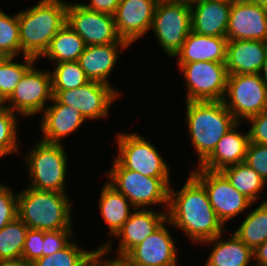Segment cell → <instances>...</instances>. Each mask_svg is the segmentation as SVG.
<instances>
[{"label": "cell", "mask_w": 267, "mask_h": 266, "mask_svg": "<svg viewBox=\"0 0 267 266\" xmlns=\"http://www.w3.org/2000/svg\"><path fill=\"white\" fill-rule=\"evenodd\" d=\"M32 149L26 157L27 170L31 179L30 188L66 193L68 157L63 145L40 140Z\"/></svg>", "instance_id": "cell-6"}, {"label": "cell", "mask_w": 267, "mask_h": 266, "mask_svg": "<svg viewBox=\"0 0 267 266\" xmlns=\"http://www.w3.org/2000/svg\"><path fill=\"white\" fill-rule=\"evenodd\" d=\"M88 266H99V265L94 260H92Z\"/></svg>", "instance_id": "cell-49"}, {"label": "cell", "mask_w": 267, "mask_h": 266, "mask_svg": "<svg viewBox=\"0 0 267 266\" xmlns=\"http://www.w3.org/2000/svg\"><path fill=\"white\" fill-rule=\"evenodd\" d=\"M68 3L63 0H40L35 6L18 13L20 48L24 56L39 59L52 38L66 24Z\"/></svg>", "instance_id": "cell-2"}, {"label": "cell", "mask_w": 267, "mask_h": 266, "mask_svg": "<svg viewBox=\"0 0 267 266\" xmlns=\"http://www.w3.org/2000/svg\"><path fill=\"white\" fill-rule=\"evenodd\" d=\"M255 264L254 266H267V240L254 251Z\"/></svg>", "instance_id": "cell-43"}, {"label": "cell", "mask_w": 267, "mask_h": 266, "mask_svg": "<svg viewBox=\"0 0 267 266\" xmlns=\"http://www.w3.org/2000/svg\"><path fill=\"white\" fill-rule=\"evenodd\" d=\"M94 251H84L74 242L65 248L48 256H43L33 262L32 266H88L94 259Z\"/></svg>", "instance_id": "cell-31"}, {"label": "cell", "mask_w": 267, "mask_h": 266, "mask_svg": "<svg viewBox=\"0 0 267 266\" xmlns=\"http://www.w3.org/2000/svg\"><path fill=\"white\" fill-rule=\"evenodd\" d=\"M186 120L200 164L214 151L222 137L238 123L223 101L186 102Z\"/></svg>", "instance_id": "cell-3"}, {"label": "cell", "mask_w": 267, "mask_h": 266, "mask_svg": "<svg viewBox=\"0 0 267 266\" xmlns=\"http://www.w3.org/2000/svg\"><path fill=\"white\" fill-rule=\"evenodd\" d=\"M223 103L238 122L267 109V85L260 74L228 75Z\"/></svg>", "instance_id": "cell-7"}, {"label": "cell", "mask_w": 267, "mask_h": 266, "mask_svg": "<svg viewBox=\"0 0 267 266\" xmlns=\"http://www.w3.org/2000/svg\"><path fill=\"white\" fill-rule=\"evenodd\" d=\"M127 42H115L105 45H88L80 55L78 62L90 81L109 84L108 77L119 58L118 48H128Z\"/></svg>", "instance_id": "cell-23"}, {"label": "cell", "mask_w": 267, "mask_h": 266, "mask_svg": "<svg viewBox=\"0 0 267 266\" xmlns=\"http://www.w3.org/2000/svg\"><path fill=\"white\" fill-rule=\"evenodd\" d=\"M151 30L166 54L174 57L191 32V6L172 0H159Z\"/></svg>", "instance_id": "cell-8"}, {"label": "cell", "mask_w": 267, "mask_h": 266, "mask_svg": "<svg viewBox=\"0 0 267 266\" xmlns=\"http://www.w3.org/2000/svg\"><path fill=\"white\" fill-rule=\"evenodd\" d=\"M263 72V75H262ZM260 76L262 77V80L264 81V83L267 85V54L263 63V67L261 69V73Z\"/></svg>", "instance_id": "cell-45"}, {"label": "cell", "mask_w": 267, "mask_h": 266, "mask_svg": "<svg viewBox=\"0 0 267 266\" xmlns=\"http://www.w3.org/2000/svg\"><path fill=\"white\" fill-rule=\"evenodd\" d=\"M85 47L83 39L66 23L52 38L49 48L42 57L56 63L78 61Z\"/></svg>", "instance_id": "cell-27"}, {"label": "cell", "mask_w": 267, "mask_h": 266, "mask_svg": "<svg viewBox=\"0 0 267 266\" xmlns=\"http://www.w3.org/2000/svg\"><path fill=\"white\" fill-rule=\"evenodd\" d=\"M233 0H202L191 6V31L226 37ZM195 5V6H194Z\"/></svg>", "instance_id": "cell-19"}, {"label": "cell", "mask_w": 267, "mask_h": 266, "mask_svg": "<svg viewBox=\"0 0 267 266\" xmlns=\"http://www.w3.org/2000/svg\"><path fill=\"white\" fill-rule=\"evenodd\" d=\"M14 113L9 108L0 111V158L18 152V119Z\"/></svg>", "instance_id": "cell-35"}, {"label": "cell", "mask_w": 267, "mask_h": 266, "mask_svg": "<svg viewBox=\"0 0 267 266\" xmlns=\"http://www.w3.org/2000/svg\"><path fill=\"white\" fill-rule=\"evenodd\" d=\"M174 242L163 223L125 257L138 266H178Z\"/></svg>", "instance_id": "cell-17"}, {"label": "cell", "mask_w": 267, "mask_h": 266, "mask_svg": "<svg viewBox=\"0 0 267 266\" xmlns=\"http://www.w3.org/2000/svg\"><path fill=\"white\" fill-rule=\"evenodd\" d=\"M53 99L52 78L48 71H41L34 64L25 72L11 96L7 108L19 115L33 116L46 108L47 100Z\"/></svg>", "instance_id": "cell-11"}, {"label": "cell", "mask_w": 267, "mask_h": 266, "mask_svg": "<svg viewBox=\"0 0 267 266\" xmlns=\"http://www.w3.org/2000/svg\"><path fill=\"white\" fill-rule=\"evenodd\" d=\"M111 241L105 243L104 245L100 246L94 255V261L99 266H138L133 264L127 257L125 256H118L116 259H103L101 257H105L111 251Z\"/></svg>", "instance_id": "cell-41"}, {"label": "cell", "mask_w": 267, "mask_h": 266, "mask_svg": "<svg viewBox=\"0 0 267 266\" xmlns=\"http://www.w3.org/2000/svg\"><path fill=\"white\" fill-rule=\"evenodd\" d=\"M172 1L180 2L182 4H186V5L192 6L193 4L198 3V2H200L202 0H172Z\"/></svg>", "instance_id": "cell-46"}, {"label": "cell", "mask_w": 267, "mask_h": 266, "mask_svg": "<svg viewBox=\"0 0 267 266\" xmlns=\"http://www.w3.org/2000/svg\"><path fill=\"white\" fill-rule=\"evenodd\" d=\"M238 122L217 143L214 151L201 163L199 168L209 171H221L225 167L245 161L249 144V133H239Z\"/></svg>", "instance_id": "cell-24"}, {"label": "cell", "mask_w": 267, "mask_h": 266, "mask_svg": "<svg viewBox=\"0 0 267 266\" xmlns=\"http://www.w3.org/2000/svg\"><path fill=\"white\" fill-rule=\"evenodd\" d=\"M163 223L167 224V213H157L150 209H133L129 219L118 231V256H126L135 246L154 233Z\"/></svg>", "instance_id": "cell-18"}, {"label": "cell", "mask_w": 267, "mask_h": 266, "mask_svg": "<svg viewBox=\"0 0 267 266\" xmlns=\"http://www.w3.org/2000/svg\"><path fill=\"white\" fill-rule=\"evenodd\" d=\"M167 225L180 228L192 242L223 234V223L212 208L204 186L190 173L178 192L169 187Z\"/></svg>", "instance_id": "cell-1"}, {"label": "cell", "mask_w": 267, "mask_h": 266, "mask_svg": "<svg viewBox=\"0 0 267 266\" xmlns=\"http://www.w3.org/2000/svg\"><path fill=\"white\" fill-rule=\"evenodd\" d=\"M234 235L253 251L267 240V200L247 214Z\"/></svg>", "instance_id": "cell-29"}, {"label": "cell", "mask_w": 267, "mask_h": 266, "mask_svg": "<svg viewBox=\"0 0 267 266\" xmlns=\"http://www.w3.org/2000/svg\"><path fill=\"white\" fill-rule=\"evenodd\" d=\"M0 266H32L23 259L0 261Z\"/></svg>", "instance_id": "cell-44"}, {"label": "cell", "mask_w": 267, "mask_h": 266, "mask_svg": "<svg viewBox=\"0 0 267 266\" xmlns=\"http://www.w3.org/2000/svg\"><path fill=\"white\" fill-rule=\"evenodd\" d=\"M18 217L17 194L0 184V230Z\"/></svg>", "instance_id": "cell-36"}, {"label": "cell", "mask_w": 267, "mask_h": 266, "mask_svg": "<svg viewBox=\"0 0 267 266\" xmlns=\"http://www.w3.org/2000/svg\"><path fill=\"white\" fill-rule=\"evenodd\" d=\"M51 101L54 103L42 111V141L61 144V139L76 131L85 118L74 107L61 104L54 97Z\"/></svg>", "instance_id": "cell-21"}, {"label": "cell", "mask_w": 267, "mask_h": 266, "mask_svg": "<svg viewBox=\"0 0 267 266\" xmlns=\"http://www.w3.org/2000/svg\"><path fill=\"white\" fill-rule=\"evenodd\" d=\"M221 236L202 242L208 245L214 243L204 266H249L254 258L253 250L234 234L226 240H220Z\"/></svg>", "instance_id": "cell-25"}, {"label": "cell", "mask_w": 267, "mask_h": 266, "mask_svg": "<svg viewBox=\"0 0 267 266\" xmlns=\"http://www.w3.org/2000/svg\"><path fill=\"white\" fill-rule=\"evenodd\" d=\"M191 174L204 186L209 202L223 225L253 204L249 198L237 191L220 171L198 168L192 170Z\"/></svg>", "instance_id": "cell-12"}, {"label": "cell", "mask_w": 267, "mask_h": 266, "mask_svg": "<svg viewBox=\"0 0 267 266\" xmlns=\"http://www.w3.org/2000/svg\"><path fill=\"white\" fill-rule=\"evenodd\" d=\"M28 229L17 217L0 230V261L22 259Z\"/></svg>", "instance_id": "cell-30"}, {"label": "cell", "mask_w": 267, "mask_h": 266, "mask_svg": "<svg viewBox=\"0 0 267 266\" xmlns=\"http://www.w3.org/2000/svg\"><path fill=\"white\" fill-rule=\"evenodd\" d=\"M227 42L226 37L206 36L191 31L174 58H179L178 65L198 61L225 63Z\"/></svg>", "instance_id": "cell-22"}, {"label": "cell", "mask_w": 267, "mask_h": 266, "mask_svg": "<svg viewBox=\"0 0 267 266\" xmlns=\"http://www.w3.org/2000/svg\"><path fill=\"white\" fill-rule=\"evenodd\" d=\"M20 52L18 14L9 16L0 9V55L14 58Z\"/></svg>", "instance_id": "cell-34"}, {"label": "cell", "mask_w": 267, "mask_h": 266, "mask_svg": "<svg viewBox=\"0 0 267 266\" xmlns=\"http://www.w3.org/2000/svg\"><path fill=\"white\" fill-rule=\"evenodd\" d=\"M119 3L120 0H91V3L81 5L92 11L114 15Z\"/></svg>", "instance_id": "cell-42"}, {"label": "cell", "mask_w": 267, "mask_h": 266, "mask_svg": "<svg viewBox=\"0 0 267 266\" xmlns=\"http://www.w3.org/2000/svg\"><path fill=\"white\" fill-rule=\"evenodd\" d=\"M178 67L184 73L186 102L223 100L228 78L225 63L198 61Z\"/></svg>", "instance_id": "cell-9"}, {"label": "cell", "mask_w": 267, "mask_h": 266, "mask_svg": "<svg viewBox=\"0 0 267 266\" xmlns=\"http://www.w3.org/2000/svg\"><path fill=\"white\" fill-rule=\"evenodd\" d=\"M135 209L130 201L108 182L105 183L99 199V209L105 223L109 227V232L115 236L129 219Z\"/></svg>", "instance_id": "cell-26"}, {"label": "cell", "mask_w": 267, "mask_h": 266, "mask_svg": "<svg viewBox=\"0 0 267 266\" xmlns=\"http://www.w3.org/2000/svg\"><path fill=\"white\" fill-rule=\"evenodd\" d=\"M267 54V42L233 40L227 42L226 69L232 74H260Z\"/></svg>", "instance_id": "cell-20"}, {"label": "cell", "mask_w": 267, "mask_h": 266, "mask_svg": "<svg viewBox=\"0 0 267 266\" xmlns=\"http://www.w3.org/2000/svg\"><path fill=\"white\" fill-rule=\"evenodd\" d=\"M18 218L41 231L72 230L71 203L67 193L27 187L17 193Z\"/></svg>", "instance_id": "cell-4"}, {"label": "cell", "mask_w": 267, "mask_h": 266, "mask_svg": "<svg viewBox=\"0 0 267 266\" xmlns=\"http://www.w3.org/2000/svg\"><path fill=\"white\" fill-rule=\"evenodd\" d=\"M159 0H120L113 15L119 37L129 45L152 27Z\"/></svg>", "instance_id": "cell-16"}, {"label": "cell", "mask_w": 267, "mask_h": 266, "mask_svg": "<svg viewBox=\"0 0 267 266\" xmlns=\"http://www.w3.org/2000/svg\"><path fill=\"white\" fill-rule=\"evenodd\" d=\"M111 170L107 173L108 182L123 194L135 209H149L154 204H165L168 209L169 178H155L144 176L139 172L125 169L116 159Z\"/></svg>", "instance_id": "cell-5"}, {"label": "cell", "mask_w": 267, "mask_h": 266, "mask_svg": "<svg viewBox=\"0 0 267 266\" xmlns=\"http://www.w3.org/2000/svg\"><path fill=\"white\" fill-rule=\"evenodd\" d=\"M6 99L1 95L0 93V111L5 110L7 108V105H5Z\"/></svg>", "instance_id": "cell-47"}, {"label": "cell", "mask_w": 267, "mask_h": 266, "mask_svg": "<svg viewBox=\"0 0 267 266\" xmlns=\"http://www.w3.org/2000/svg\"><path fill=\"white\" fill-rule=\"evenodd\" d=\"M251 3L258 4V5H263L267 7V0H247Z\"/></svg>", "instance_id": "cell-48"}, {"label": "cell", "mask_w": 267, "mask_h": 266, "mask_svg": "<svg viewBox=\"0 0 267 266\" xmlns=\"http://www.w3.org/2000/svg\"><path fill=\"white\" fill-rule=\"evenodd\" d=\"M230 184L253 203L258 199L266 182L245 162L225 167L220 171ZM265 184V185H264Z\"/></svg>", "instance_id": "cell-28"}, {"label": "cell", "mask_w": 267, "mask_h": 266, "mask_svg": "<svg viewBox=\"0 0 267 266\" xmlns=\"http://www.w3.org/2000/svg\"><path fill=\"white\" fill-rule=\"evenodd\" d=\"M114 86L89 81L75 89L52 90L53 97L61 104L77 109L85 119L106 118L111 104L119 97Z\"/></svg>", "instance_id": "cell-13"}, {"label": "cell", "mask_w": 267, "mask_h": 266, "mask_svg": "<svg viewBox=\"0 0 267 266\" xmlns=\"http://www.w3.org/2000/svg\"><path fill=\"white\" fill-rule=\"evenodd\" d=\"M66 23L88 45H105L122 40L115 26L113 15L85 8L81 3H68Z\"/></svg>", "instance_id": "cell-14"}, {"label": "cell", "mask_w": 267, "mask_h": 266, "mask_svg": "<svg viewBox=\"0 0 267 266\" xmlns=\"http://www.w3.org/2000/svg\"><path fill=\"white\" fill-rule=\"evenodd\" d=\"M55 65L57 66L51 72L52 90L75 89L90 81L78 61L55 63Z\"/></svg>", "instance_id": "cell-33"}, {"label": "cell", "mask_w": 267, "mask_h": 266, "mask_svg": "<svg viewBox=\"0 0 267 266\" xmlns=\"http://www.w3.org/2000/svg\"><path fill=\"white\" fill-rule=\"evenodd\" d=\"M44 231L28 229L22 251V259L32 264L43 257Z\"/></svg>", "instance_id": "cell-38"}, {"label": "cell", "mask_w": 267, "mask_h": 266, "mask_svg": "<svg viewBox=\"0 0 267 266\" xmlns=\"http://www.w3.org/2000/svg\"><path fill=\"white\" fill-rule=\"evenodd\" d=\"M247 120L252 124L248 130L249 141L267 145V109Z\"/></svg>", "instance_id": "cell-40"}, {"label": "cell", "mask_w": 267, "mask_h": 266, "mask_svg": "<svg viewBox=\"0 0 267 266\" xmlns=\"http://www.w3.org/2000/svg\"><path fill=\"white\" fill-rule=\"evenodd\" d=\"M72 230L44 231L43 256L65 248L71 241Z\"/></svg>", "instance_id": "cell-39"}, {"label": "cell", "mask_w": 267, "mask_h": 266, "mask_svg": "<svg viewBox=\"0 0 267 266\" xmlns=\"http://www.w3.org/2000/svg\"><path fill=\"white\" fill-rule=\"evenodd\" d=\"M226 38L228 41L262 40L267 42V7L247 0H233Z\"/></svg>", "instance_id": "cell-15"}, {"label": "cell", "mask_w": 267, "mask_h": 266, "mask_svg": "<svg viewBox=\"0 0 267 266\" xmlns=\"http://www.w3.org/2000/svg\"><path fill=\"white\" fill-rule=\"evenodd\" d=\"M116 160L125 168L144 176L169 178V166L150 140L137 133H121L117 137Z\"/></svg>", "instance_id": "cell-10"}, {"label": "cell", "mask_w": 267, "mask_h": 266, "mask_svg": "<svg viewBox=\"0 0 267 266\" xmlns=\"http://www.w3.org/2000/svg\"><path fill=\"white\" fill-rule=\"evenodd\" d=\"M23 57V63L12 62L13 57H2L0 60V93L6 100L11 96L25 72L36 61L30 56Z\"/></svg>", "instance_id": "cell-32"}, {"label": "cell", "mask_w": 267, "mask_h": 266, "mask_svg": "<svg viewBox=\"0 0 267 266\" xmlns=\"http://www.w3.org/2000/svg\"><path fill=\"white\" fill-rule=\"evenodd\" d=\"M244 162L267 183V145L249 142Z\"/></svg>", "instance_id": "cell-37"}]
</instances>
